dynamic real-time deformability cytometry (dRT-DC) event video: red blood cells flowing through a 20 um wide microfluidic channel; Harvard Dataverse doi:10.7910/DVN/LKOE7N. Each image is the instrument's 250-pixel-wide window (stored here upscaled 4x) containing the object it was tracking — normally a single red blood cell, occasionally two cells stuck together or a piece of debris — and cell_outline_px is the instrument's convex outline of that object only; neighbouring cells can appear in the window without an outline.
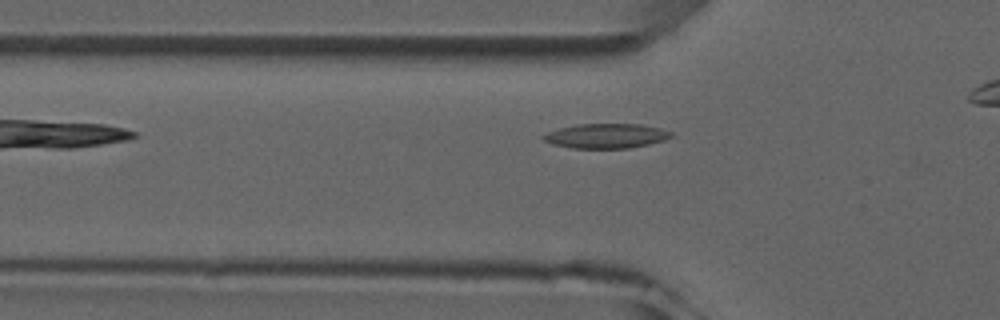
{"species": "common noctule bat (a hibernating species)", "species_latin": "Nyctalus noctula", "temperature_condition": "room temperature", "stored_images_in_passage": 8, "camera_frame_rate_fps": 3000, "um_per_image_px": 0.085, "animal": {"sex": "male", "forearm_length_mm": 52.5}, "frame": {"image": 1, "passage_image": 4, "time_ms": 3.667, "image_size_px": [1000, 320], "cell_outline_px": [[672, 136], [664, 140], [648, 144], [628, 148], [572, 148], [552, 144], [544, 140], [540, 136], [548, 132], [560, 128], [576, 124], [640, 124], [660, 128], [672, 132]], "centroid_in_image_um": [51.5, 11.55], "position_along_channel_um": 74.3, "area_um2": 18.26}}
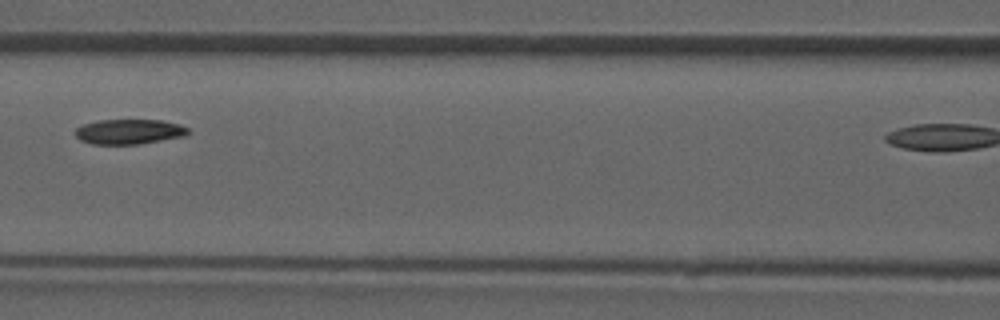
{"frame": {"image": 2, "passage_image": 6, "time_ms": 5.667, "image_size_px": [1000, 320], "cell_outline_px": [[192, 132], [184, 136], [140, 144], [92, 144], [80, 140], [76, 136], [76, 128], [84, 124], [100, 120], [160, 120], [180, 124], [188, 128]], "centroid_in_image_um": [11.01, 11.19], "position_along_channel_um": 155.6, "area_um2": 16.42}}